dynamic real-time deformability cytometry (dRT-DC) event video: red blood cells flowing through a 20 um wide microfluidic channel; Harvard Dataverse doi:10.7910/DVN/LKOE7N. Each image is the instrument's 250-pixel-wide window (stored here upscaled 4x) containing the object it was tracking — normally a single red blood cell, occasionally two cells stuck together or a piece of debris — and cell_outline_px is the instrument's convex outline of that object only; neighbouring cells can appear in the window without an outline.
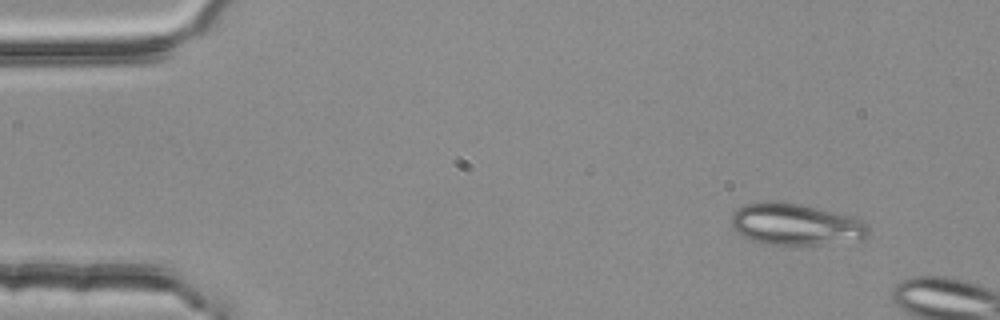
{"species": "common noctule bat (a hibernating species)", "species_latin": "Nyctalus noctula", "temperature_condition": "room temperature", "stored_images_in_passage": 2, "camera_frame_rate_fps": 3000, "um_per_image_px": 0.085, "animal": {"sex": "female", "body_mass_g": 25.1}, "frame": {"image": 1, "passage_image": 1, "time_ms": 0.0, "image_size_px": [1000, 320], "cell_outline_px": [[868, 236], [864, 240], [812, 244], [772, 244], [756, 240], [744, 236], [732, 224], [732, 212], [736, 208], [744, 204], [768, 200], [800, 204], [852, 216], [860, 220], [868, 228]], "centroid_in_image_um": [67.64, 19.04], "position_along_channel_um": 17.4, "area_um2": 32.71}}